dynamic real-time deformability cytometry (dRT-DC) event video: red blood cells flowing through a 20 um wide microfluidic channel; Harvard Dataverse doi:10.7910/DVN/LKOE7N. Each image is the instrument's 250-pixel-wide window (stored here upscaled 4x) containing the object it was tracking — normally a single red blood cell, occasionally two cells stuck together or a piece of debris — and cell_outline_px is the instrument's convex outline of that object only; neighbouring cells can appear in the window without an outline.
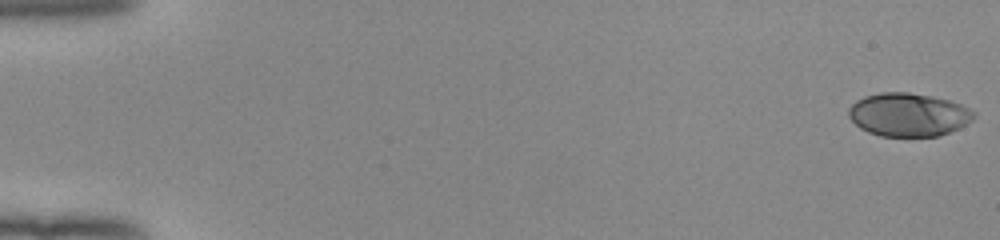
{"species": "human", "species_latin": "Homo sapiens", "temperature_condition": "room temperature", "stored_images_in_passage": 53, "camera_frame_rate_fps": 3000, "um_per_image_px": 0.085, "donor": {"sex": "female"}, "frame": {"image": 1, "passage_image": 1, "time_ms": 0.0, "image_size_px": [1000, 240], "cell_outline_px": [[976, 116], [972, 120], [960, 128], [936, 136], [880, 136], [868, 132], [860, 128], [848, 116], [848, 108], [856, 100], [864, 96], [880, 92], [908, 92], [932, 96], [948, 100], [960, 104], [976, 112]], "centroid_in_image_um": [77.2, 9.74], "position_along_channel_um": 7.8, "area_um2": 31.67}}
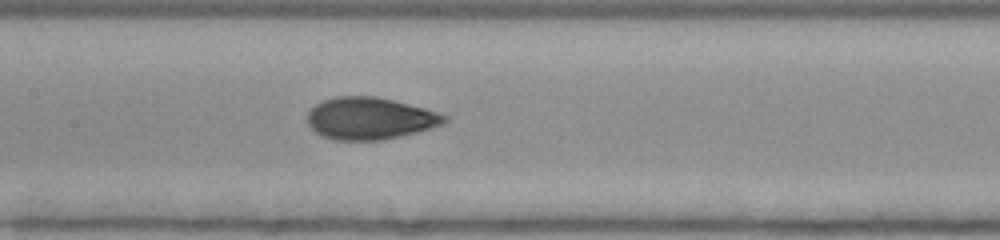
{"frame": {"image": 2, "passage_image": 27, "time_ms": 8.667, "image_size_px": [1000, 240], "cell_outline_px": [[448, 120], [444, 124], [416, 132], [384, 140], [332, 140], [320, 136], [308, 124], [308, 112], [316, 104], [324, 100], [336, 96], [376, 96], [440, 112], [448, 116]], "centroid_in_image_um": [31.45, 10.07], "position_along_channel_um": 175.9, "area_um2": 33.64}}
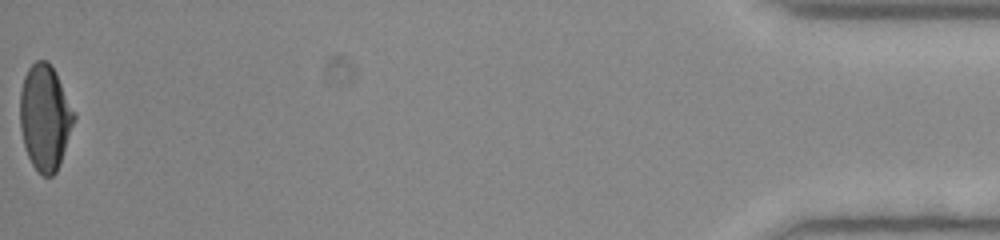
{"frame": {"image": 3, "passage_image": 53, "time_ms": 17.333, "image_size_px": [1000, 240], "cell_outline_px": [[76, 116], [60, 164], [56, 172], [52, 176], [44, 176], [32, 164], [28, 156], [24, 144], [20, 128], [20, 92], [24, 76], [28, 68], [36, 60], [48, 60], [56, 72]], "centroid_in_image_um": [3.82, 9.96], "position_along_channel_um": 431.4, "area_um2": 33.06}, "authors_computed_cell_mechanics": {"area_um2": 33.1194, "velocity_mm_per_s": 4.0007, "shape_relaxation_time_tau1_ms": 5.5999, "shape_relaxation_time_tau2_ms": 0.7653, "deformation_change_tau1": 0.2202, "deformation_change_tau2": 0.049}}